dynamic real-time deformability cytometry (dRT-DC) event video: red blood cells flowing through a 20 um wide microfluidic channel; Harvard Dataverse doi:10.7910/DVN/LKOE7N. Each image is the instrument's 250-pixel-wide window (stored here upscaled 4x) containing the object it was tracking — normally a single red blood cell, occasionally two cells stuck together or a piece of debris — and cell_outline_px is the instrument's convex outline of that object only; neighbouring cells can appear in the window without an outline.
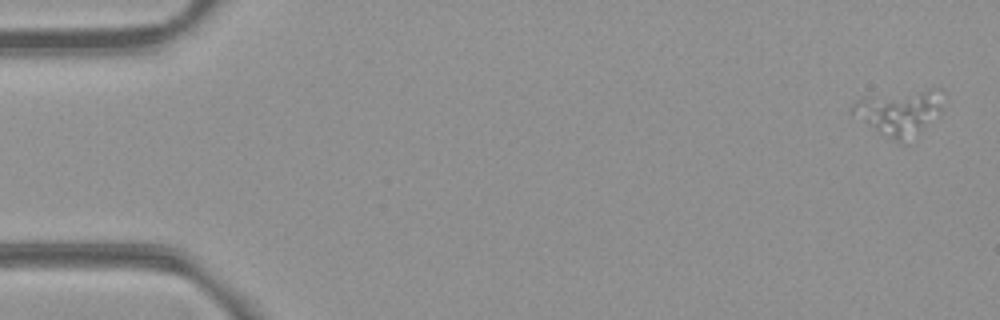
{"species": "common noctule bat (a hibernating species)", "species_latin": "Nyctalus noctula", "temperature_condition": "room temperature", "stored_images_in_passage": 53, "camera_frame_rate_fps": 3000, "um_per_image_px": 0.085, "animal": {"sex": "female", "body_mass_g": 21.9}, "frame": {"image": 1, "passage_image": 1, "time_ms": 0.0, "image_size_px": [1000, 320], "cell_outline_px": [[944, 92], [940, 112], [900, 144], [880, 132], [848, 112], [852, 104], [856, 100], [928, 88], [940, 88]], "centroid_in_image_um": [76.44, 9.5], "position_along_channel_um": 8.6, "area_um2": 22.89}}
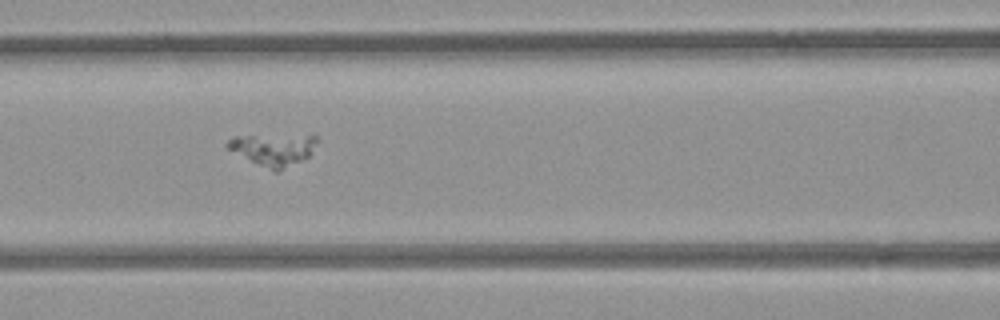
{"frame": {"image": 2, "passage_image": 23, "time_ms": 7.333, "image_size_px": [1000, 320], "cell_outline_px": [[316, 140], [308, 156], [276, 172], [228, 148], [224, 144], [232, 136], [312, 132], [316, 136]], "centroid_in_image_um": [23.26, 12.6], "position_along_channel_um": 143.3, "area_um2": 16.76}}
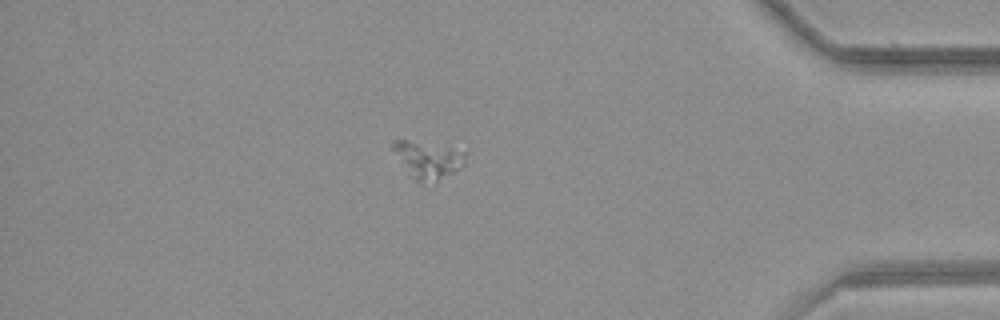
{"frame": {"image": 3, "passage_image": 46, "time_ms": 15.0, "image_size_px": [1000, 320], "cell_outline_px": [[464, 164], [460, 168], [436, 180], [416, 180], [408, 176], [388, 144], [392, 140], [404, 140], [448, 148], [464, 152]], "centroid_in_image_um": [36.25, 13.56], "position_along_channel_um": 399.0, "area_um2": 15.03}}